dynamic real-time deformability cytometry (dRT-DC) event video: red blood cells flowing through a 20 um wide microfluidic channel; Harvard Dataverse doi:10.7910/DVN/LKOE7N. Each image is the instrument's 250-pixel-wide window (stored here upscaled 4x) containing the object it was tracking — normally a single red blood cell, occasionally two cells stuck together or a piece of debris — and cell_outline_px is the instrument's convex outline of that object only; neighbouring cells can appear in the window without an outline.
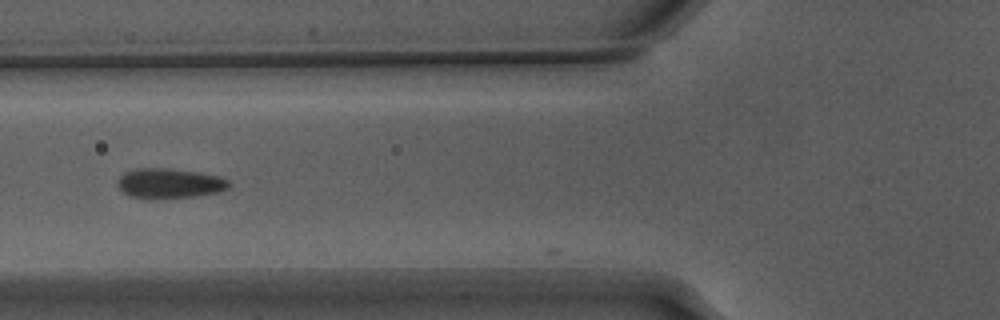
{"species": "Egyptian fruit bat (a non-hibernating species)", "species_latin": "Rousettus aegyptiacus", "temperature_condition": "warm", "stored_images_in_passage": 6, "camera_frame_rate_fps": 3000, "um_per_image_px": 0.085, "animal": {"sex": "male"}, "frame": {"image": 1, "passage_image": 3, "time_ms": 0.667, "image_size_px": [1000, 320], "cell_outline_px": [[232, 184], [228, 188], [220, 192], [196, 196], [156, 200], [148, 200], [132, 196], [124, 192], [116, 184], [116, 180], [124, 172], [136, 168], [168, 168], [196, 172], [220, 176], [228, 180]], "centroid_in_image_um": [14.4, 15.6], "position_along_channel_um": 111.4, "area_um2": 19.88}}